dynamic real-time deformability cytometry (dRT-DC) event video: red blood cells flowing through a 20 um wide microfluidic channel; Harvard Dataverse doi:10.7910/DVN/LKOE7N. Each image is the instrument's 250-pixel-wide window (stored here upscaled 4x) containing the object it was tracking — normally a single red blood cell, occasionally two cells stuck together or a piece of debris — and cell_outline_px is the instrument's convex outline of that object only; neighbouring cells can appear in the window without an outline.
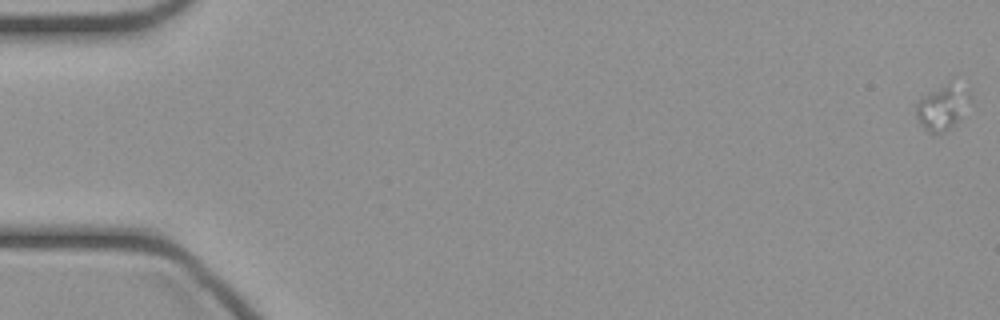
{"species": "common noctule bat (a hibernating species)", "species_latin": "Nyctalus noctula", "temperature_condition": "cold", "stored_images_in_passage": 15, "camera_frame_rate_fps": 3000, "um_per_image_px": 0.085, "animal": {"sex": "female", "body_mass_g": 21.9}, "frame": {"image": 1, "passage_image": 1, "time_ms": 0.0, "image_size_px": [1000, 320], "cell_outline_px": [[972, 100], [960, 116], [948, 128], [940, 132], [928, 132], [920, 124], [916, 116], [916, 104], [924, 96], [948, 80], [968, 92]], "centroid_in_image_um": [80.08, 9.09], "position_along_channel_um": 4.9, "area_um2": 13.53}}